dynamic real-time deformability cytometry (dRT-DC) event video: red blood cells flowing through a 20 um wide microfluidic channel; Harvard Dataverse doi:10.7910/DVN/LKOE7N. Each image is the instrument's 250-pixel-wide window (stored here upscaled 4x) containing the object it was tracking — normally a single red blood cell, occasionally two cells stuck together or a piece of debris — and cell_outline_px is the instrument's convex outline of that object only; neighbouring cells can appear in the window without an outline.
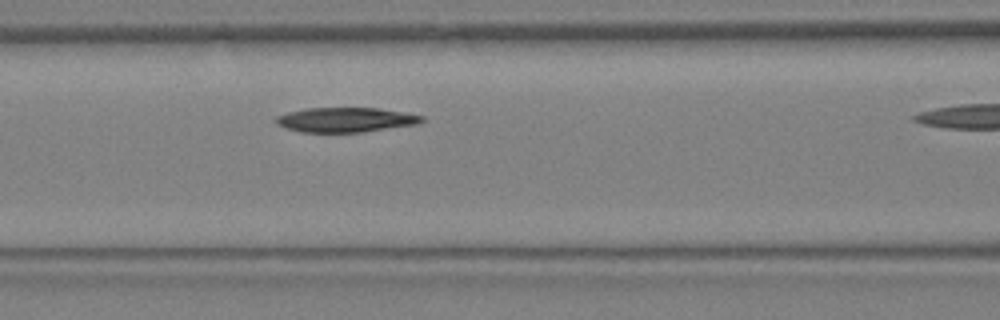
{"species": "Egyptian fruit bat (a non-hibernating species)", "species_latin": "Rousettus aegyptiacus", "temperature_condition": "warm", "stored_images_in_passage": 7, "segment_of_instrument_passage": [1, 2], "camera_frame_rate_fps": 3000, "um_per_image_px": 0.085, "animal": {"sex": "female"}, "frame": {"image": 1, "passage_image": 6, "time_ms": 1.667, "image_size_px": [1000, 320], "cell_outline_px": [[424, 120], [420, 124], [364, 132], [300, 132], [276, 124], [276, 116], [288, 112], [308, 108], [380, 108], [404, 112], [424, 116]], "centroid_in_image_um": [29.43, 10.18], "position_along_channel_um": 137.2, "area_um2": 21.04}}